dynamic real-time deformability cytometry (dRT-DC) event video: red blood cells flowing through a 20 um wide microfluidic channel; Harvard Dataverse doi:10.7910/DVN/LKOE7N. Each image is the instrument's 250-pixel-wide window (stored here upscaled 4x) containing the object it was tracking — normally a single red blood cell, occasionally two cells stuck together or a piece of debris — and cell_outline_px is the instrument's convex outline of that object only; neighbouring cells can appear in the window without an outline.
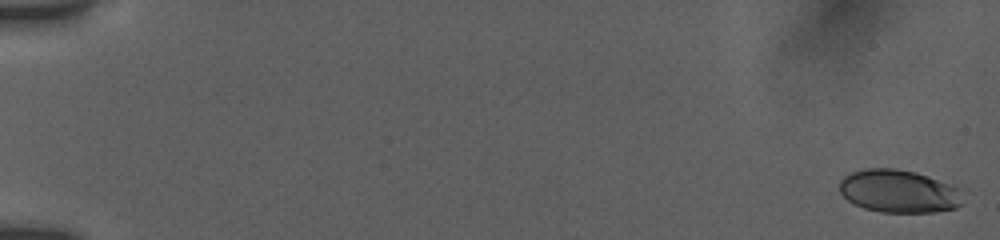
{"species": "human", "species_latin": "Homo sapiens", "temperature_condition": "room temperature", "stored_images_in_passage": 19, "camera_frame_rate_fps": 3000, "um_per_image_px": 0.085, "donor": {"sex": "female"}, "frame": {"image": 1, "passage_image": 1, "time_ms": 0.0, "image_size_px": [1000, 240], "cell_outline_px": [[964, 204], [956, 208], [936, 212], [880, 212], [864, 208], [848, 200], [840, 192], [840, 180], [844, 176], [852, 172], [864, 168], [896, 168], [916, 172], [964, 188]], "centroid_in_image_um": [76.49, 16.25], "position_along_channel_um": 8.5, "area_um2": 31.44}}
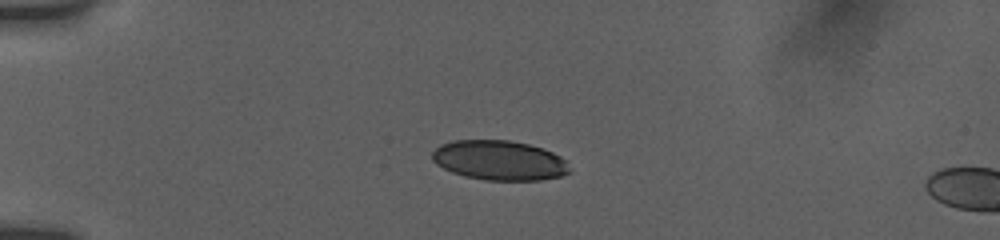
{"frame": {"image": 2, "passage_image": 15, "time_ms": 4.667, "image_size_px": [1000, 240], "cell_outline_px": [[572, 172], [560, 176], [540, 180], [488, 180], [464, 176], [452, 172], [436, 164], [432, 160], [432, 152], [440, 144], [452, 140], [508, 140], [528, 144], [552, 152], [560, 156], [564, 160]], "centroid_in_image_um": [42.42, 13.63], "position_along_channel_um": 42.6, "area_um2": 31.73}}